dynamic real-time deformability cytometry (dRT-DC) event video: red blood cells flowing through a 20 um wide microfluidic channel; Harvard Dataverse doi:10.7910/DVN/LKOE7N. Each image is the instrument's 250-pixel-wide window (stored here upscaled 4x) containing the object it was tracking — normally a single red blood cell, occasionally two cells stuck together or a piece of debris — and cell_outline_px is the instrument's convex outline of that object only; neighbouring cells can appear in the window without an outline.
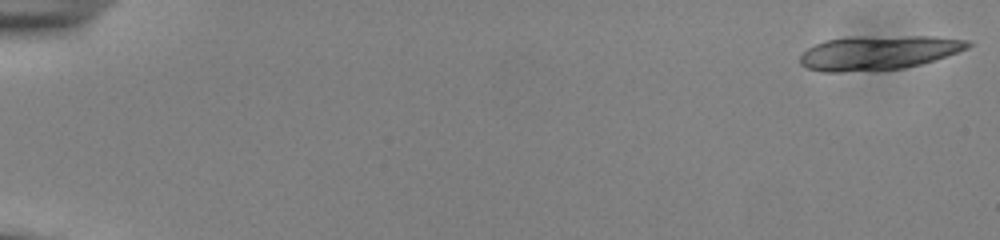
{"species": "common noctule bat (a hibernating species)", "species_latin": "Nyctalus noctula", "temperature_condition": "cold", "stored_images_in_passage": 20, "camera_frame_rate_fps": 3000, "um_per_image_px": 0.085, "animal": {"sex": "male", "body_mass_g": 13.0, "forearm_length_mm": 53.1}, "frame": {"image": 1, "passage_image": 1, "time_ms": 0.0, "image_size_px": [1000, 240], "cell_outline_px": [[972, 44], [968, 48], [920, 64], [904, 68], [840, 72], [820, 72], [804, 68], [800, 64], [800, 56], [808, 48], [824, 40], [844, 36], [932, 36], [968, 40]], "centroid_in_image_um": [74.59, 4.46], "position_along_channel_um": 10.4, "area_um2": 33.58}}